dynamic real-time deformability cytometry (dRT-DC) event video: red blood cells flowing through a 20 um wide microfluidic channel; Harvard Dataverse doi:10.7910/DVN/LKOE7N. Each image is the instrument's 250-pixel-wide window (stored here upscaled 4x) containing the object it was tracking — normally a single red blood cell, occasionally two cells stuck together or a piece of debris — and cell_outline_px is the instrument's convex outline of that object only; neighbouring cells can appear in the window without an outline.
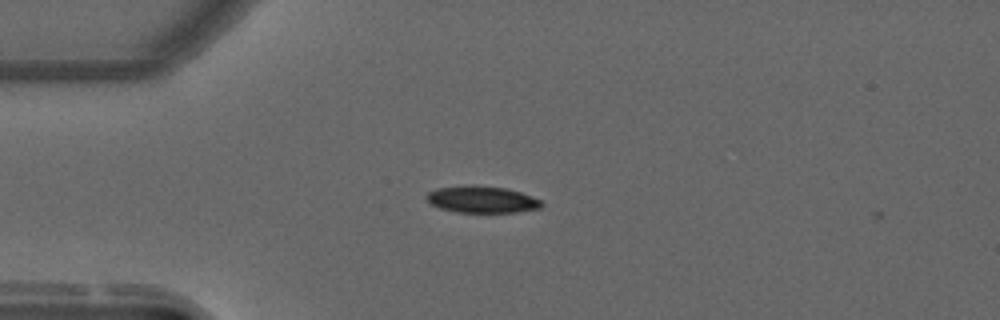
{"species": "common noctule bat (a hibernating species)", "species_latin": "Nyctalus noctula", "temperature_condition": "warm", "stored_images_in_passage": 3, "camera_frame_rate_fps": 3000, "um_per_image_px": 0.085, "animal": {"sex": "male", "forearm_length_mm": 52.5}, "frame": {"image": 1, "passage_image": 2, "time_ms": 0.333, "image_size_px": [1000, 320], "cell_outline_px": [[544, 204], [540, 208], [516, 212], [456, 212], [440, 208], [432, 204], [424, 196], [428, 192], [436, 188], [472, 184], [508, 188], [532, 196], [540, 200]], "centroid_in_image_um": [40.95, 16.94], "position_along_channel_um": 44.0, "area_um2": 18.09}}